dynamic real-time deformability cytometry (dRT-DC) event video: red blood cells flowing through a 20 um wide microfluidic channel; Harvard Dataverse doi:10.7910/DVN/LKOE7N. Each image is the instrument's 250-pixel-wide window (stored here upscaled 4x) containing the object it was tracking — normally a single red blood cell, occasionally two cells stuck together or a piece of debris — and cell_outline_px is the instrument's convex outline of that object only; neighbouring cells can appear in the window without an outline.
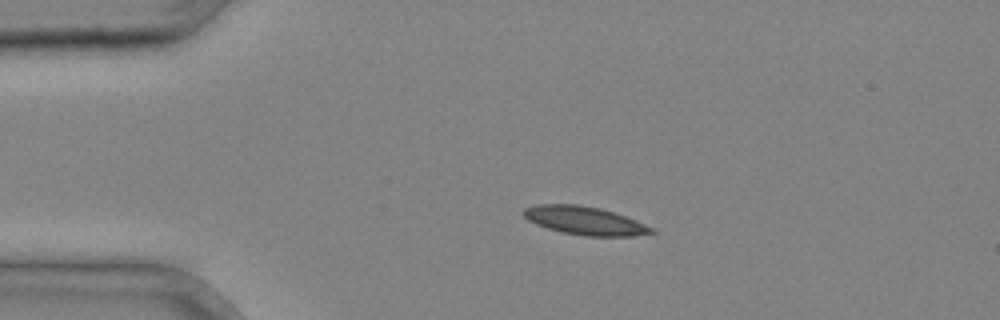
{"species": "common noctule bat (a hibernating species)", "species_latin": "Nyctalus noctula", "temperature_condition": "cold", "stored_images_in_passage": 37, "camera_frame_rate_fps": 3000, "um_per_image_px": 0.085, "animal": {"sex": "male", "body_mass_g": 20.4}, "frame": {"image": 1, "passage_image": 8, "time_ms": 2.333, "image_size_px": [1000, 320], "cell_outline_px": [[656, 232], [632, 236], [584, 236], [560, 232], [536, 224], [528, 220], [520, 212], [524, 208], [536, 204], [576, 204], [600, 208], [636, 220], [656, 228]], "centroid_in_image_um": [49.69, 18.75], "position_along_channel_um": 35.3, "area_um2": 21.21}}
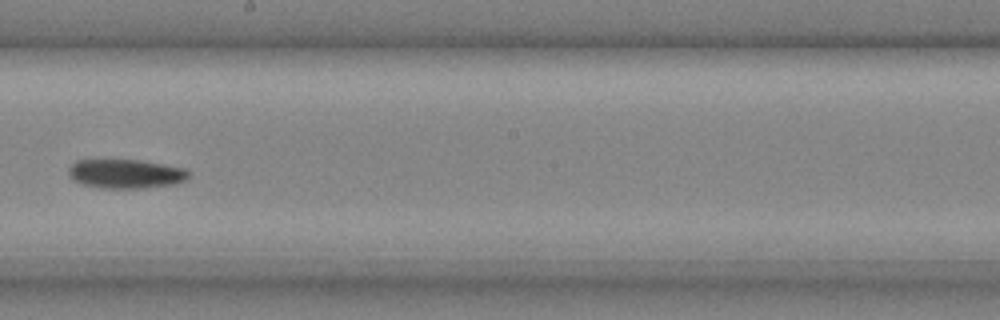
{"frame": {"image": 2, "passage_image": 22, "time_ms": 7.0, "image_size_px": [1000, 320], "cell_outline_px": [[188, 176], [184, 180], [176, 184], [140, 188], [100, 188], [80, 184], [68, 172], [68, 168], [76, 160], [140, 160], [188, 168]], "centroid_in_image_um": [10.71, 14.77], "position_along_channel_um": 237.5, "area_um2": 20.35}}
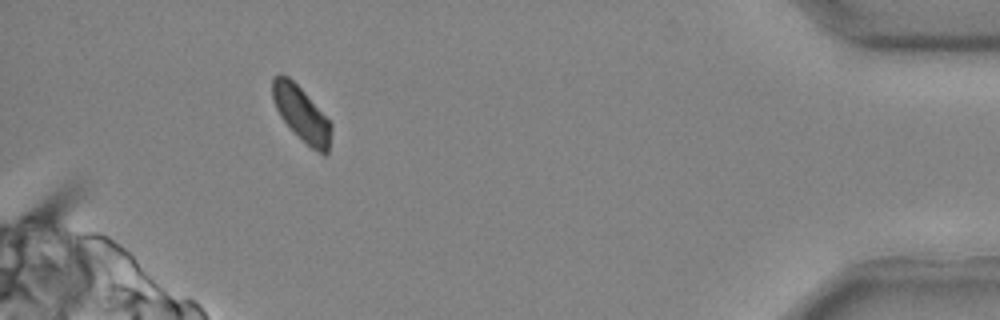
{"frame": {"image": 3, "passage_image": 35, "time_ms": 11.333, "image_size_px": [1000, 320], "cell_outline_px": [[332, 128], [328, 152], [324, 156], [312, 148], [280, 116], [276, 108], [272, 96], [272, 76], [280, 72], [288, 76], [304, 92], [332, 124]], "centroid_in_image_um": [25.61, 9.63], "position_along_channel_um": 409.6, "area_um2": 18.26}}